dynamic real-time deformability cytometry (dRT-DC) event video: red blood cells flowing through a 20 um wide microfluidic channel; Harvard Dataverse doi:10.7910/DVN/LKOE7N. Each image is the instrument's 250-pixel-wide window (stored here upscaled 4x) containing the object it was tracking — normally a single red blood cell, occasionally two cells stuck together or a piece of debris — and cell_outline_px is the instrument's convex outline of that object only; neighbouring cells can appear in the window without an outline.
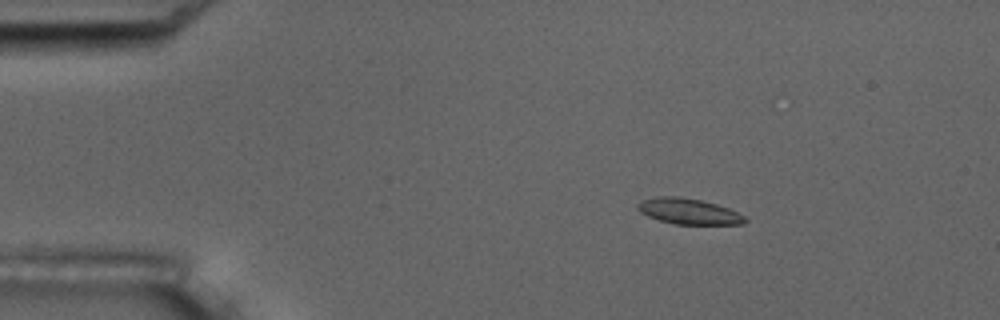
{"species": "common noctule bat (a hibernating species)", "species_latin": "Nyctalus noctula", "temperature_condition": "room temperature", "stored_images_in_passage": 5, "camera_frame_rate_fps": 3000, "um_per_image_px": 0.085, "animal": {"sex": "male", "body_mass_g": 17.5, "forearm_length_mm": 52.3}, "frame": {"image": 1, "passage_image": 3, "time_ms": 2.0, "image_size_px": [1000, 320], "cell_outline_px": [[748, 220], [744, 224], [676, 224], [660, 220], [648, 216], [640, 212], [636, 208], [636, 204], [640, 200], [656, 196], [680, 196], [700, 200], [716, 204], [728, 208], [744, 216]], "centroid_in_image_um": [58.49, 17.95], "position_along_channel_um": 26.5, "area_um2": 16.13}}